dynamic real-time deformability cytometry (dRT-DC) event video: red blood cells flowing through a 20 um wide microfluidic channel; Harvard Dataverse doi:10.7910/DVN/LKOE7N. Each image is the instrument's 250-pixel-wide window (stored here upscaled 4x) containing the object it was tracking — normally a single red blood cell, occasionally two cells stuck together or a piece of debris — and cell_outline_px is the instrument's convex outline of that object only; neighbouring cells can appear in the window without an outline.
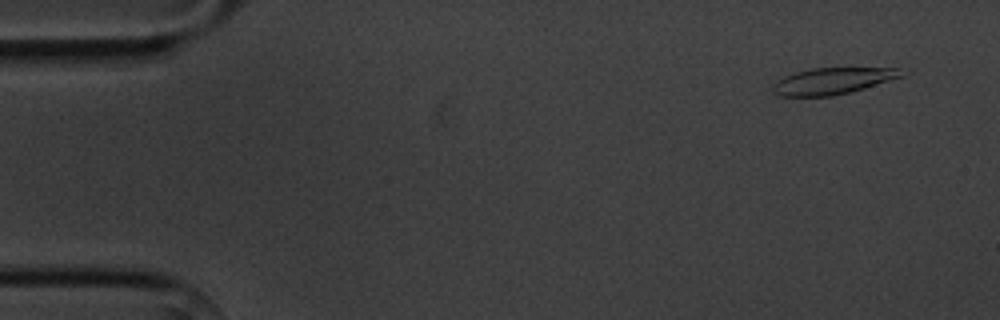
{"species": "common noctule bat (a hibernating species)", "species_latin": "Nyctalus noctula", "temperature_condition": "cold", "stored_images_in_passage": 10, "camera_frame_rate_fps": 3000, "um_per_image_px": 0.085, "animal": {"sex": "male", "body_mass_g": 20.1, "forearm_length_mm": 53.5}, "frame": {"image": 1, "passage_image": 1, "time_ms": 0.0, "image_size_px": [1000, 320], "cell_outline_px": [[912, 72], [904, 76], [852, 92], [832, 96], [780, 96], [772, 92], [772, 84], [776, 80], [784, 76], [796, 72], [812, 68], [900, 68]], "centroid_in_image_um": [70.83, 6.88], "position_along_channel_um": 14.2, "area_um2": 20.23}}
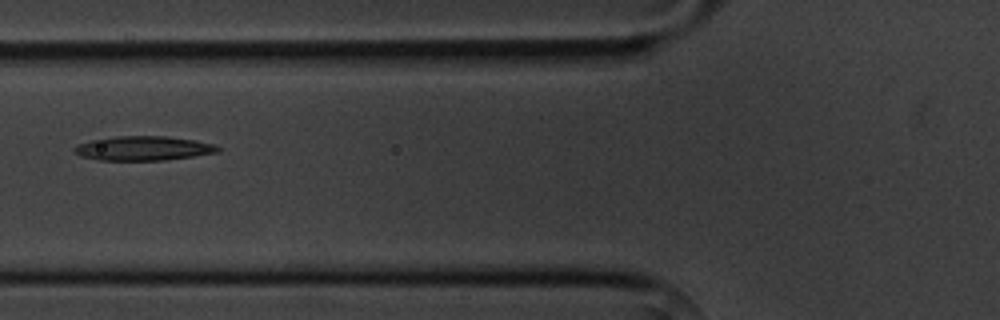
{"frame": {"image": 2, "passage_image": 5, "time_ms": 5.667, "image_size_px": [1000, 320], "cell_outline_px": [[220, 152], [164, 160], [100, 160], [80, 156], [72, 152], [72, 148], [80, 144], [92, 140], [116, 136], [164, 136], [196, 140], [216, 144], [220, 148]], "centroid_in_image_um": [12.19, 12.6], "position_along_channel_um": 113.6, "area_um2": 20.35}}
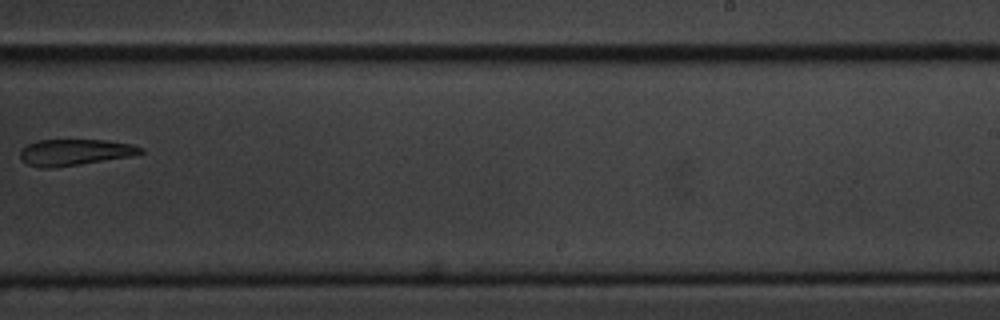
{"frame": {"image": 3, "passage_image": 9, "time_ms": 10.333, "image_size_px": [1000, 320], "cell_outline_px": [[144, 152], [132, 156], [80, 164], [52, 168], [40, 168], [28, 164], [20, 160], [20, 152], [28, 144], [40, 140], [104, 140], [132, 144], [144, 148]], "centroid_in_image_um": [6.37, 12.95], "position_along_channel_um": 282.6, "area_um2": 18.38}}